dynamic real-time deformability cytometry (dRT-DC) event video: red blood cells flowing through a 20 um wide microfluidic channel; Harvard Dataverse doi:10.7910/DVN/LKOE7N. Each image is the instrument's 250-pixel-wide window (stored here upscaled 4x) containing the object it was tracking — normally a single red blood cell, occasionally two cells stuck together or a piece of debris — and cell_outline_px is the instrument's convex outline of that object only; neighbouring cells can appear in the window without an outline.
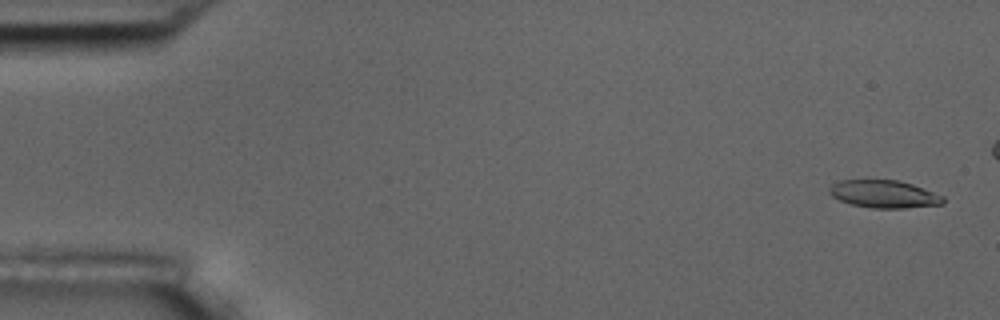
{"species": "common noctule bat (a hibernating species)", "species_latin": "Nyctalus noctula", "temperature_condition": "room temperature", "stored_images_in_passage": 49, "camera_frame_rate_fps": 3000, "um_per_image_px": 0.085, "animal": {"sex": "male", "body_mass_g": 17.5, "forearm_length_mm": 52.3}, "frame": {"image": 1, "passage_image": 2, "time_ms": 0.333, "image_size_px": [1000, 320], "cell_outline_px": [[944, 204], [904, 208], [872, 208], [852, 204], [840, 200], [832, 196], [828, 192], [828, 188], [832, 184], [840, 180], [896, 180], [912, 184], [944, 196]], "centroid_in_image_um": [75.13, 16.5], "position_along_channel_um": 9.9, "area_um2": 18.26}}
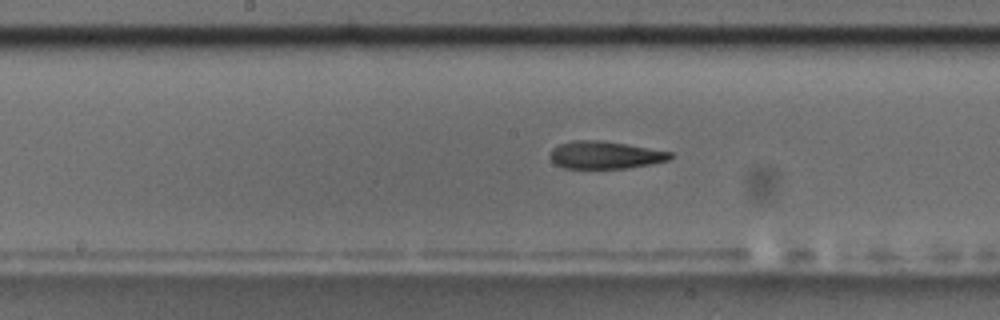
{"frame": {"image": 2, "passage_image": 28, "time_ms": 9.0, "image_size_px": [1000, 320], "cell_outline_px": [[672, 156], [668, 160], [652, 164], [628, 168], [564, 168], [556, 164], [548, 156], [552, 148], [560, 144], [572, 140], [600, 140], [672, 152]], "centroid_in_image_um": [51.4, 13.18], "position_along_channel_um": 196.8, "area_um2": 19.19}}
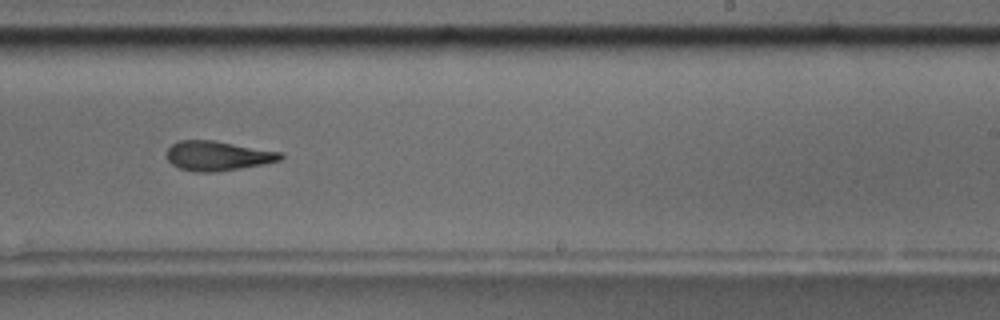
{"frame": {"image": 3, "passage_image": 34, "time_ms": 11.0, "image_size_px": [1000, 320], "cell_outline_px": [[284, 156], [280, 160], [264, 164], [216, 172], [196, 172], [180, 168], [172, 164], [168, 160], [168, 148], [172, 144], [180, 140], [212, 140], [284, 152]], "centroid_in_image_um": [18.54, 13.24], "position_along_channel_um": 270.5, "area_um2": 19.59}, "authors_computed_cell_mechanics": {"area_um2": 19.7676, "velocity_mm_per_s": 3.6986, "shape_relaxation_time_tau1_ms": 8.5794, "shape_relaxation_time_tau2_ms": 4.3031, "deformation_change_tau1": 0.2441, "deformation_change_tau2": 0.1514}}